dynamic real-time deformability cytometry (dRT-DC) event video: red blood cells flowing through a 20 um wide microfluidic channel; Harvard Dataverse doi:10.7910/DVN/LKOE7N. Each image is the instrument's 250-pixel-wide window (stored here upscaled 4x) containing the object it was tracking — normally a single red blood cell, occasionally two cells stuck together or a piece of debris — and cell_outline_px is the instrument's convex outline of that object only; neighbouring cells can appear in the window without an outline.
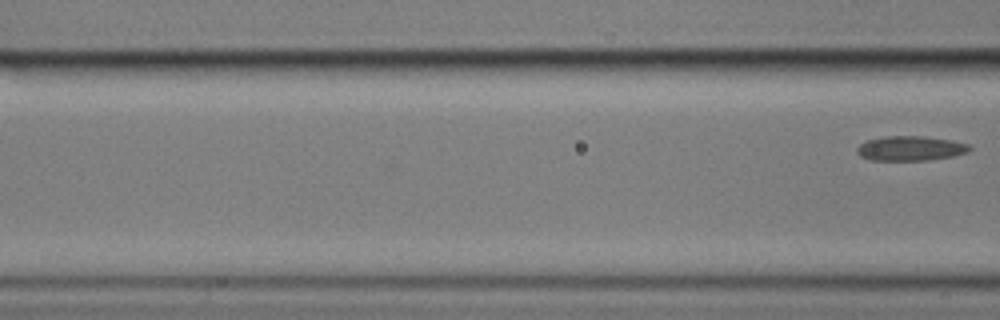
{"species": "common noctule bat (a hibernating species)", "species_latin": "Nyctalus noctula", "temperature_condition": "cold", "stored_images_in_passage": 8, "segment_of_instrument_passage": [2, 2], "camera_frame_rate_fps": 3000, "um_per_image_px": 0.085, "animal": {"sex": "male", "body_mass_g": 17.9}, "frame": {"image": 1, "passage_image": 8, "time_ms": 8.0, "image_size_px": [1000, 320], "cell_outline_px": [[972, 148], [968, 152], [952, 156], [928, 160], [872, 160], [860, 156], [856, 152], [856, 148], [860, 144], [868, 140], [884, 136], [924, 136], [952, 140], [968, 144]], "centroid_in_image_um": [77.39, 12.61], "position_along_channel_um": 89.2, "area_um2": 16.18}}